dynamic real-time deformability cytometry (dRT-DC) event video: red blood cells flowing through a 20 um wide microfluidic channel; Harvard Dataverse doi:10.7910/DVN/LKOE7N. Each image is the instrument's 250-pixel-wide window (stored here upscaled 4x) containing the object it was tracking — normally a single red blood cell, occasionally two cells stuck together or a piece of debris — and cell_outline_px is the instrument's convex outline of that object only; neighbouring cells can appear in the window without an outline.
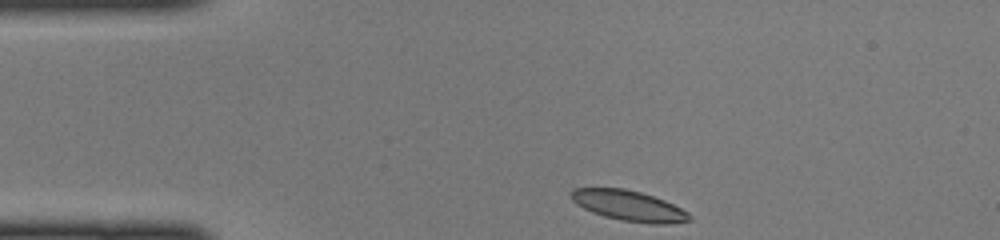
{"species": "common noctule bat (a hibernating species)", "species_latin": "Nyctalus noctula", "temperature_condition": "cold", "stored_images_in_passage": 39, "camera_frame_rate_fps": 3000, "um_per_image_px": 0.085, "animal": {"sex": "female", "body_mass_g": 22.0, "forearm_length_mm": 56.7}, "frame": {"image": 1, "passage_image": 1, "time_ms": 0.0, "image_size_px": [1000, 240], "cell_outline_px": [[692, 220], [668, 224], [652, 224], [620, 220], [604, 216], [592, 212], [576, 204], [568, 196], [568, 192], [572, 188], [624, 188], [640, 192], [664, 200], [688, 212], [692, 216]], "centroid_in_image_um": [53.41, 17.48], "position_along_channel_um": 31.6, "area_um2": 21.1}}
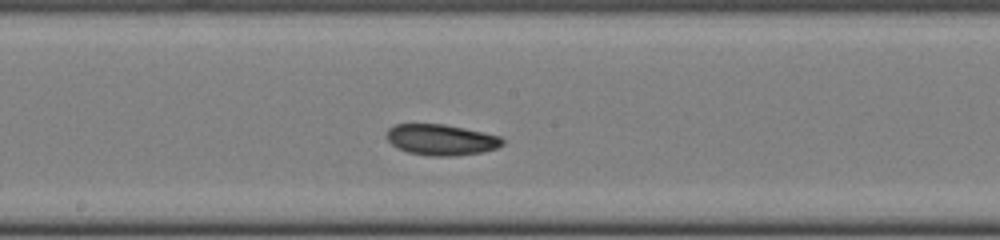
{"frame": {"image": 2, "passage_image": 17, "time_ms": 5.333, "image_size_px": [1000, 240], "cell_outline_px": [[504, 144], [496, 148], [484, 152], [452, 156], [428, 156], [408, 152], [396, 148], [384, 136], [388, 128], [392, 124], [444, 124], [484, 132], [500, 136], [504, 140]], "centroid_in_image_um": [37.47, 11.88], "position_along_channel_um": 210.7, "area_um2": 21.15}}
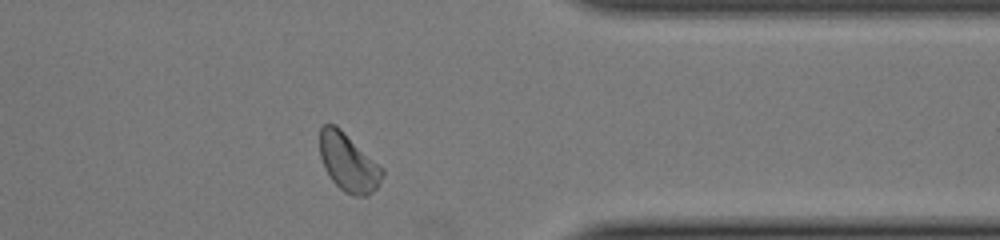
{"frame": {"image": 3, "passage_image": 30, "time_ms": 9.667, "image_size_px": [1000, 240], "cell_outline_px": [[384, 176], [376, 188], [368, 196], [352, 196], [344, 192], [332, 180], [324, 168], [320, 156], [320, 128], [324, 124], [336, 124], [384, 168]], "centroid_in_image_um": [29.63, 13.81], "position_along_channel_um": 381.8, "area_um2": 21.33}}